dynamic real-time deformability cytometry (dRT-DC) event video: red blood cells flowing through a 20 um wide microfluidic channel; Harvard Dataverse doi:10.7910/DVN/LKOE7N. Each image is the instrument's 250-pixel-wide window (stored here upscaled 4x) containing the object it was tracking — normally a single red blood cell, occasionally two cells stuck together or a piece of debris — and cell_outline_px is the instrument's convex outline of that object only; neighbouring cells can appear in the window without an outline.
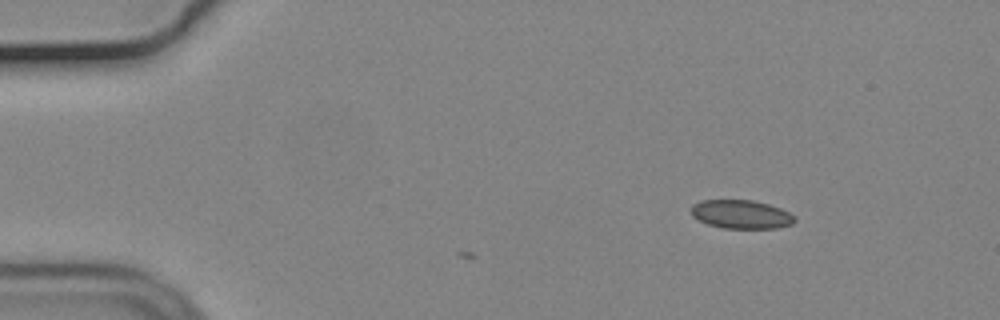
{"species": "common noctule bat (a hibernating species)", "species_latin": "Nyctalus noctula", "temperature_condition": "cold", "stored_images_in_passage": 3, "camera_frame_rate_fps": 3000, "um_per_image_px": 0.085, "animal": {"sex": "male", "body_mass_g": 19.2, "forearm_length_mm": 51.8}, "frame": {"image": 1, "passage_image": 1, "time_ms": 0.0, "image_size_px": [1000, 320], "cell_outline_px": [[796, 220], [792, 224], [776, 228], [720, 228], [708, 224], [692, 216], [692, 204], [700, 200], [752, 200], [768, 204], [780, 208], [788, 212]], "centroid_in_image_um": [62.97, 18.21], "position_along_channel_um": 22.0, "area_um2": 17.17}}